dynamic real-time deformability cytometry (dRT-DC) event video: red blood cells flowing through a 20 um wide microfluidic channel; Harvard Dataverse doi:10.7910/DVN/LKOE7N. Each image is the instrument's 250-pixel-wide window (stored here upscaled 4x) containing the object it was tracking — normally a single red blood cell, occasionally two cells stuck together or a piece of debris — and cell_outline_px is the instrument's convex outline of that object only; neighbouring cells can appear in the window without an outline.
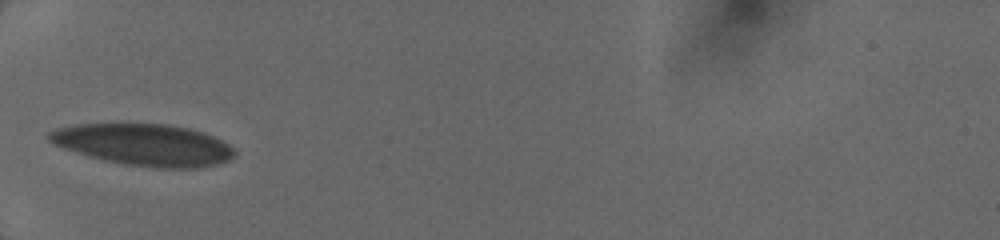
{"species": "human", "species_latin": "Homo sapiens", "temperature_condition": "cold", "stored_images_in_passage": 5, "camera_frame_rate_fps": 3000, "um_per_image_px": 0.085, "donor": {"sex": "female"}, "frame": {"image": 1, "passage_image": 4, "time_ms": 3.333, "image_size_px": [1000, 240], "cell_outline_px": [[236, 156], [228, 160], [216, 164], [200, 168], [152, 168], [124, 164], [104, 160], [88, 156], [52, 144], [44, 136], [48, 132], [56, 128], [72, 124], [168, 124], [188, 128], [204, 132], [228, 144], [236, 152]], "centroid_in_image_um": [12.2, 12.3], "position_along_channel_um": 72.8, "area_um2": 45.32}}
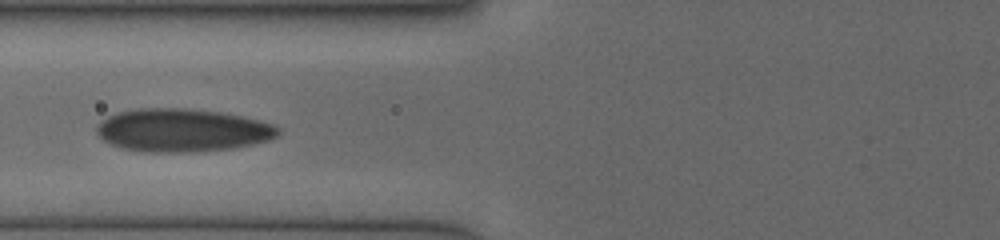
{"frame": {"image": 2, "passage_image": 5, "time_ms": 4.333, "image_size_px": [1000, 240], "cell_outline_px": [[280, 132], [276, 136], [268, 140], [236, 148], [196, 152], [148, 152], [120, 148], [104, 140], [96, 132], [96, 124], [100, 120], [108, 116], [120, 112], [140, 108], [184, 108], [216, 112], [240, 116], [260, 120], [272, 124], [280, 128]], "centroid_in_image_um": [15.48, 11.08], "position_along_channel_um": 110.3, "area_um2": 45.49}}